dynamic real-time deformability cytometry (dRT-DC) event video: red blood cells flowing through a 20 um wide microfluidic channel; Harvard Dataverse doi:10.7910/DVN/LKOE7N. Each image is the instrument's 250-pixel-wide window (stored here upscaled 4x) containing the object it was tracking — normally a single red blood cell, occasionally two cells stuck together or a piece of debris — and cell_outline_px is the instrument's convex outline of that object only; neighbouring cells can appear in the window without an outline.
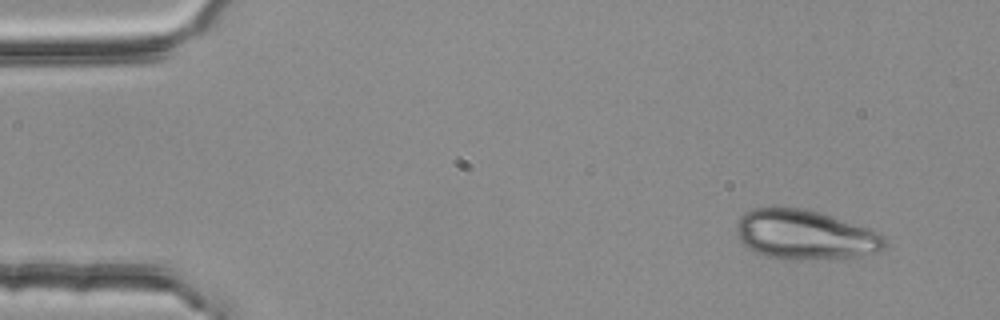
{"species": "common noctule bat (a hibernating species)", "species_latin": "Nyctalus noctula", "temperature_condition": "room temperature", "stored_images_in_passage": 3, "camera_frame_rate_fps": 3000, "um_per_image_px": 0.085, "animal": {"sex": "female", "body_mass_g": 25.1}, "frame": {"image": 1, "passage_image": 1, "time_ms": 0.0, "image_size_px": [1000, 320], "cell_outline_px": [[884, 248], [876, 252], [860, 256], [784, 260], [764, 256], [748, 248], [740, 240], [736, 232], [736, 224], [740, 216], [744, 212], [752, 208], [800, 208], [816, 212], [872, 228], [880, 232], [884, 236]], "centroid_in_image_um": [68.4, 19.95], "position_along_channel_um": 16.6, "area_um2": 42.66}}